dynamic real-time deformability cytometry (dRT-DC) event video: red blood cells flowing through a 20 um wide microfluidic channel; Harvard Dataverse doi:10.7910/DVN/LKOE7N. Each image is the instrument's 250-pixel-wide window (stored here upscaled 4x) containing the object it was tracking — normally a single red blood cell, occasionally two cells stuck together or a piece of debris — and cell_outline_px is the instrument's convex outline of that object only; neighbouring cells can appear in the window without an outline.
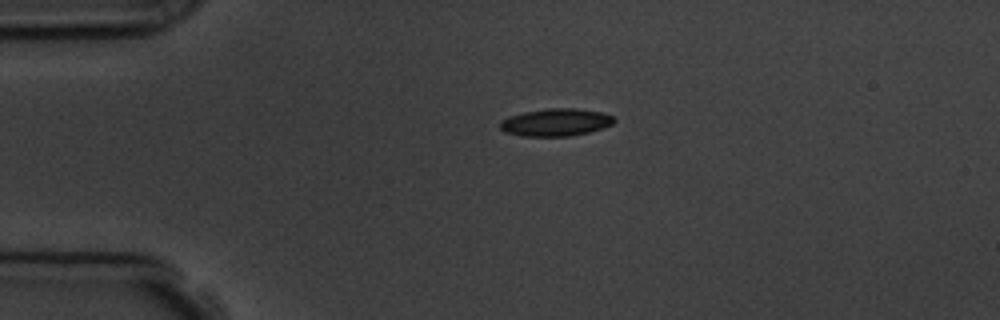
{"species": "common noctule bat (a hibernating species)", "species_latin": "Nyctalus noctula", "temperature_condition": "room temperature", "stored_images_in_passage": 2, "camera_frame_rate_fps": 3000, "um_per_image_px": 0.085, "animal": {"sex": "male", "body_mass_g": 19.5, "forearm_length_mm": 54.6}, "frame": {"image": 1, "passage_image": 1, "time_ms": 0.0, "image_size_px": [1000, 320], "cell_outline_px": [[616, 120], [612, 124], [604, 128], [588, 132], [568, 136], [520, 136], [504, 132], [500, 128], [500, 120], [508, 116], [524, 112], [548, 108], [576, 108], [600, 112], [612, 116]], "centroid_in_image_um": [47.21, 10.4], "position_along_channel_um": 37.8, "area_um2": 18.32}}